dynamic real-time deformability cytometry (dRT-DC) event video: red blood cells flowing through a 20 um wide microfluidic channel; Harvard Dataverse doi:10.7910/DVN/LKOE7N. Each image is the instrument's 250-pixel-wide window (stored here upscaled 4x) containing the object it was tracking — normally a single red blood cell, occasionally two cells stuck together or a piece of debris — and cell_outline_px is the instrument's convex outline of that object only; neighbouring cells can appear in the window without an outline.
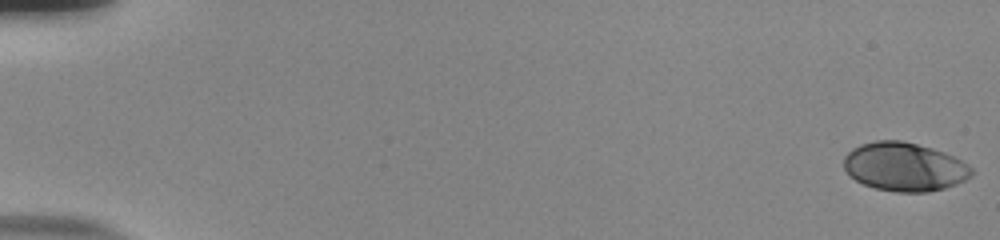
{"species": "human", "species_latin": "Homo sapiens", "temperature_condition": "room temperature", "stored_images_in_passage": 55, "camera_frame_rate_fps": 3000, "um_per_image_px": 0.085, "donor": {"sex": "male"}, "frame": {"image": 1, "passage_image": 1, "time_ms": 0.0, "image_size_px": [1000, 240], "cell_outline_px": [[972, 176], [956, 184], [944, 188], [928, 192], [896, 192], [876, 188], [864, 184], [856, 180], [844, 168], [844, 156], [852, 148], [860, 144], [876, 140], [900, 140], [932, 148], [944, 152], [968, 164], [972, 168]], "centroid_in_image_um": [76.87, 14.17], "position_along_channel_um": 8.1, "area_um2": 36.07}}
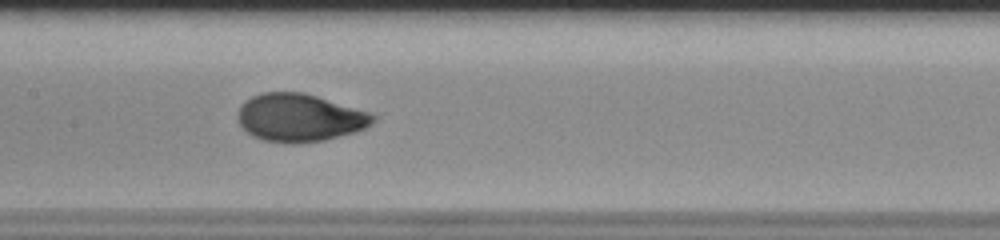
{"frame": {"image": 2, "passage_image": 29, "time_ms": 9.333, "image_size_px": [1000, 240], "cell_outline_px": [[380, 116], [372, 124], [364, 128], [352, 132], [324, 140], [296, 144], [284, 144], [264, 140], [252, 136], [236, 120], [236, 112], [240, 104], [244, 100], [252, 96], [264, 92], [304, 92], [368, 112]], "centroid_in_image_um": [25.42, 10.0], "position_along_channel_um": 182.0, "area_um2": 37.97}}
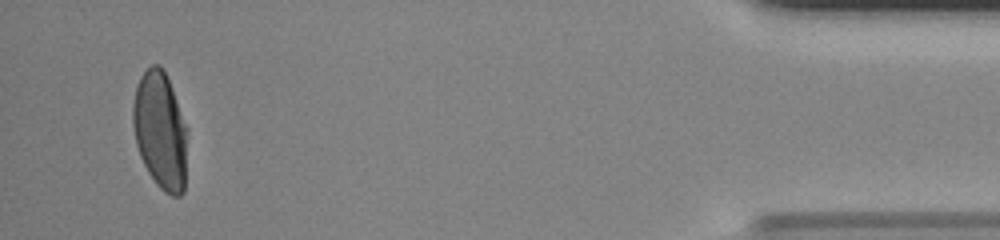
{"frame": {"image": 3, "passage_image": 53, "time_ms": 17.333, "image_size_px": [1000, 240], "cell_outline_px": [[188, 128], [184, 192], [180, 196], [172, 196], [164, 192], [156, 184], [148, 172], [140, 156], [136, 144], [132, 124], [132, 104], [136, 88], [140, 76], [152, 64], [160, 64], [172, 88]], "centroid_in_image_um": [13.63, 11.12], "position_along_channel_um": 421.6, "area_um2": 37.63}, "authors_computed_cell_mechanics": {"area_um2": 36.9342, "velocity_mm_per_s": 3.8396, "shape_relaxation_time_tau1_ms": 4.3257, "shape_relaxation_time_tau2_ms": null, "deformation_change_tau1": 0.2088, "deformation_change_tau2": null}}